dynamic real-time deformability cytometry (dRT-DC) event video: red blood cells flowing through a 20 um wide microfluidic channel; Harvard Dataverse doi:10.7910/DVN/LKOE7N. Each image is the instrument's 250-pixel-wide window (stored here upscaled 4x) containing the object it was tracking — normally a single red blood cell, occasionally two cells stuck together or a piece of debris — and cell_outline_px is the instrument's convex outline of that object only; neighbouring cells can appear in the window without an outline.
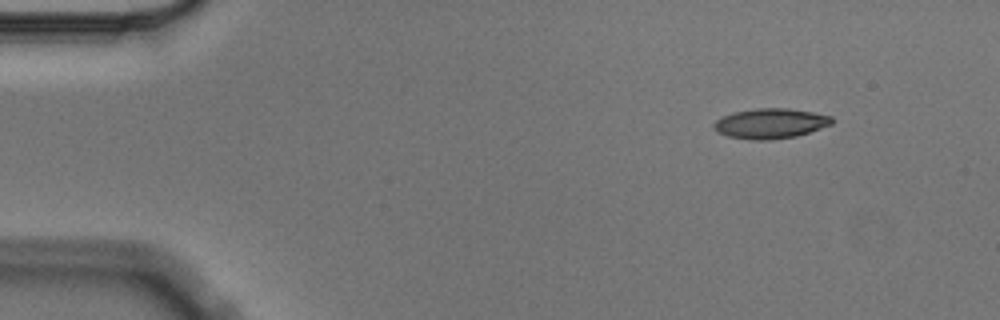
{"species": "Egyptian fruit bat (a non-hibernating species)", "species_latin": "Rousettus aegyptiacus", "temperature_condition": "cold", "stored_images_in_passage": 4, "camera_frame_rate_fps": 3000, "um_per_image_px": 0.085, "animal": {"sex": "male"}, "frame": {"image": 1, "passage_image": 1, "time_ms": 0.0, "image_size_px": [1000, 320], "cell_outline_px": [[832, 124], [796, 136], [768, 140], [756, 140], [728, 136], [716, 132], [712, 124], [716, 120], [732, 112], [756, 108], [788, 108], [812, 112], [832, 116]], "centroid_in_image_um": [65.46, 10.49], "position_along_channel_um": 19.5, "area_um2": 20.58}}
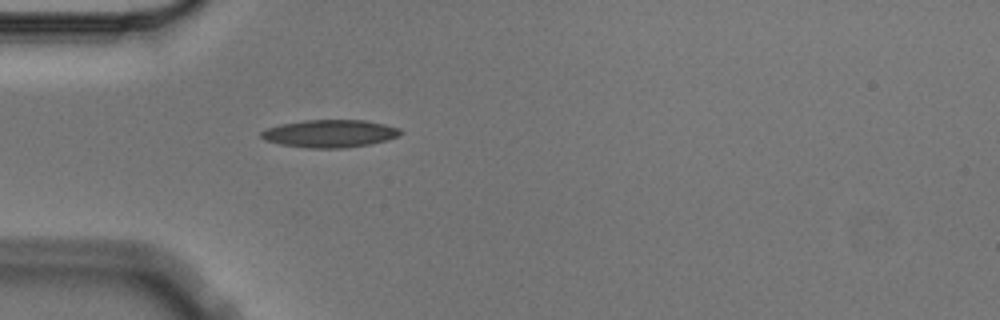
{"frame": {"image": 2, "passage_image": 4, "time_ms": 1.0, "image_size_px": [1000, 320], "cell_outline_px": [[404, 132], [400, 136], [388, 140], [372, 144], [344, 148], [308, 148], [280, 144], [264, 140], [260, 136], [260, 132], [268, 128], [280, 124], [304, 120], [364, 120], [384, 124], [400, 128]], "centroid_in_image_um": [28.07, 11.35], "position_along_channel_um": 56.9, "area_um2": 22.66}}